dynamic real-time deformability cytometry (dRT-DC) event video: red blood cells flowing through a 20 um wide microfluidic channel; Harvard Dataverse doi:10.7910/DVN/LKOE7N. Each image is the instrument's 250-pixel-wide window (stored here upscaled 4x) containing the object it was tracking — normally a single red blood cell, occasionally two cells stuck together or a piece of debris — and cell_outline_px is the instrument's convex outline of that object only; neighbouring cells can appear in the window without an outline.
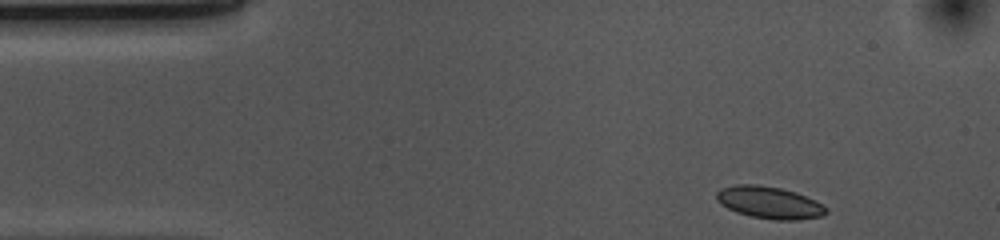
{"species": "common noctule bat (a hibernating species)", "species_latin": "Nyctalus noctula", "temperature_condition": "cold", "stored_images_in_passage": 40, "camera_frame_rate_fps": 3000, "um_per_image_px": 0.085, "animal": {"sex": "female", "body_mass_g": 10.0, "forearm_length_mm": 53.1}, "frame": {"image": 1, "passage_image": 1, "time_ms": 0.0, "image_size_px": [1000, 240], "cell_outline_px": [[828, 212], [824, 216], [796, 220], [776, 220], [752, 216], [736, 212], [720, 204], [716, 200], [716, 192], [720, 188], [736, 184], [756, 184], [780, 188], [796, 192], [828, 208]], "centroid_in_image_um": [65.36, 17.21], "position_along_channel_um": 19.6, "area_um2": 20.46}}
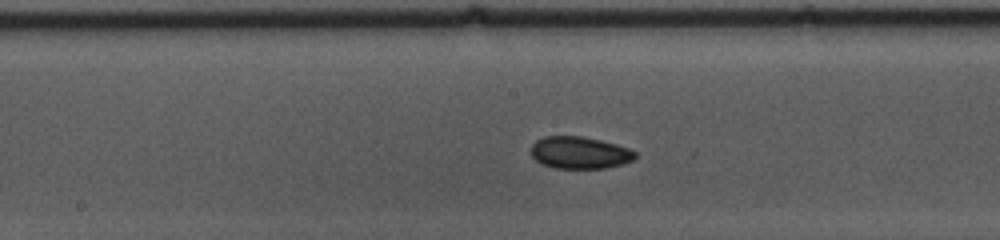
{"frame": {"image": 2, "passage_image": 21, "time_ms": 6.667, "image_size_px": [1000, 240], "cell_outline_px": [[636, 156], [632, 160], [624, 164], [604, 168], [552, 168], [540, 164], [532, 156], [532, 144], [536, 140], [544, 136], [580, 136], [600, 140], [616, 144], [628, 148], [636, 152]], "centroid_in_image_um": [49.26, 12.98], "position_along_channel_um": 198.9, "area_um2": 19.54}}
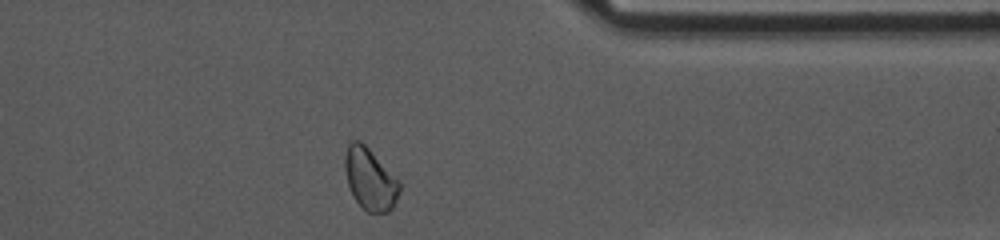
{"frame": {"image": 3, "passage_image": 37, "time_ms": 12.0, "image_size_px": [1000, 240], "cell_outline_px": [[400, 192], [392, 208], [388, 212], [368, 212], [356, 200], [348, 184], [344, 168], [344, 156], [348, 144], [352, 140], [360, 140], [368, 148], [400, 184]], "centroid_in_image_um": [31.42, 15.22], "position_along_channel_um": 380.0, "area_um2": 19.07}}